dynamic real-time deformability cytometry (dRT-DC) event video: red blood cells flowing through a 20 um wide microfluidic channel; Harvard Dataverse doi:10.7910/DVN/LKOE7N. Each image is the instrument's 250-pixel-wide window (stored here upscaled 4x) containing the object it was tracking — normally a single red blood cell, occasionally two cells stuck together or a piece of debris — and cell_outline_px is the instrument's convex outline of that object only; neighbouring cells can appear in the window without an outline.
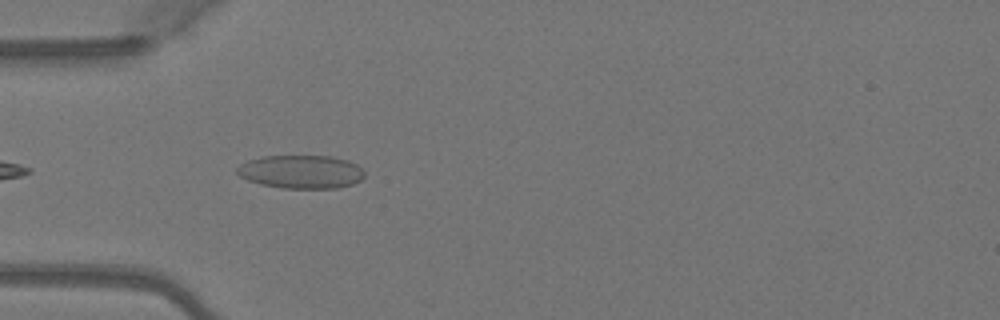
{"species": "Egyptian fruit bat (a non-hibernating species)", "species_latin": "Rousettus aegyptiacus", "temperature_condition": "warm", "stored_images_in_passage": 6, "camera_frame_rate_fps": 3000, "um_per_image_px": 0.085, "animal": {"sex": "female"}, "frame": {"image": 1, "passage_image": 3, "time_ms": 0.667, "image_size_px": [1000, 320], "cell_outline_px": [[364, 176], [360, 180], [352, 184], [336, 188], [280, 188], [260, 184], [248, 180], [240, 176], [236, 172], [236, 168], [240, 164], [248, 160], [264, 156], [328, 156], [348, 160], [356, 164], [364, 172]], "centroid_in_image_um": [25.57, 14.6], "position_along_channel_um": 59.4, "area_um2": 24.74}}